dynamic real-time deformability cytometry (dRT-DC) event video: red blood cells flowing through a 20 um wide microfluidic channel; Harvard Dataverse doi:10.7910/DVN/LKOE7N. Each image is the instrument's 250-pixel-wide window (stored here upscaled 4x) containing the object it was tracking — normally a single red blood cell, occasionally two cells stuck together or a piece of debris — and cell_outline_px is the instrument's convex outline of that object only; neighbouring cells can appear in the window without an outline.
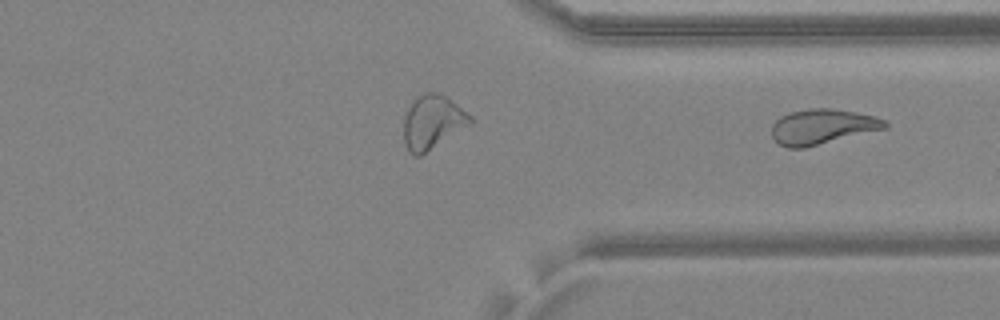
{"species": "common noctule bat (a hibernating species)", "species_latin": "Nyctalus noctula", "temperature_condition": "warm", "stored_images_in_passage": 34, "camera_frame_rate_fps": 3000, "um_per_image_px": 0.085, "animal": {"sex": "female", "body_mass_g": 24.6, "forearm_length_mm": 56.2}, "frame": {"image": 1, "passage_image": 34, "time_ms": 11.0, "image_size_px": [1000, 320], "cell_outline_px": [[888, 128], [804, 148], [788, 148], [780, 144], [772, 136], [772, 124], [780, 116], [792, 112], [812, 108], [832, 108], [876, 116], [888, 120]], "centroid_in_image_um": [69.94, 10.76], "position_along_channel_um": 341.5, "area_um2": 23.24}}